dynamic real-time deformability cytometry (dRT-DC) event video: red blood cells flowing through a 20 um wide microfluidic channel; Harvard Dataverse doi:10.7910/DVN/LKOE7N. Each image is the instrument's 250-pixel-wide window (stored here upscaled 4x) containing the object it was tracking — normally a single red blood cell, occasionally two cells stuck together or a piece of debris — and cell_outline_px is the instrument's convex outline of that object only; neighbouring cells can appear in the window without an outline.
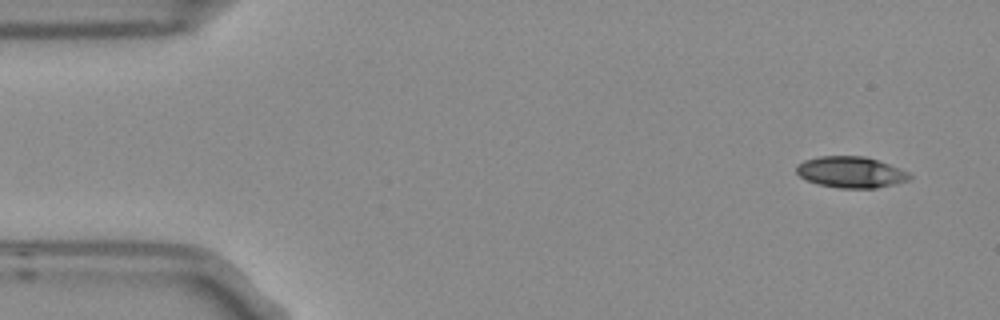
{"species": "Egyptian fruit bat (a non-hibernating species)", "species_latin": "Rousettus aegyptiacus", "temperature_condition": "room temperature", "stored_images_in_passage": 5, "segment_of_instrument_passage": [1, 2], "camera_frame_rate_fps": 3000, "um_per_image_px": 0.085, "frame": {"image": 1, "passage_image": 1, "time_ms": 0.0, "image_size_px": [1000, 320], "cell_outline_px": [[912, 176], [908, 180], [876, 188], [840, 188], [816, 184], [800, 176], [796, 172], [796, 168], [804, 160], [820, 156], [864, 156], [888, 164], [908, 172]], "centroid_in_image_um": [72.3, 14.64], "position_along_channel_um": 12.7, "area_um2": 20.29}}
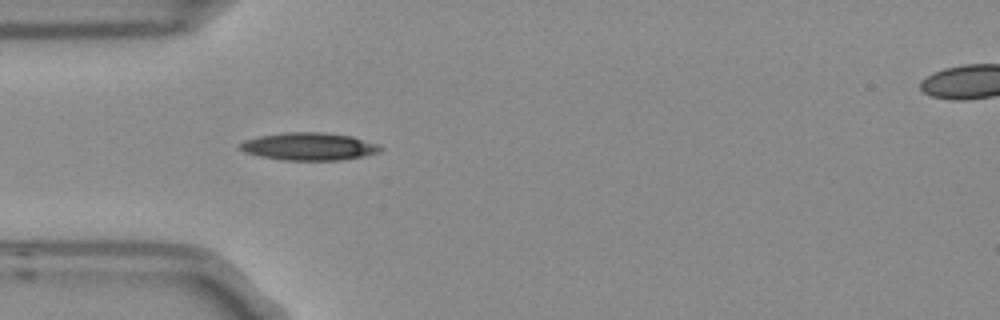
{"frame": {"image": 2, "passage_image": 4, "time_ms": 1.0, "image_size_px": [1000, 320], "cell_outline_px": [[384, 148], [380, 152], [360, 156], [336, 160], [284, 160], [260, 156], [244, 152], [240, 148], [240, 144], [244, 140], [260, 136], [284, 132], [320, 132], [352, 136], [380, 144]], "centroid_in_image_um": [26.28, 12.44], "position_along_channel_um": 58.7, "area_um2": 22.48}}